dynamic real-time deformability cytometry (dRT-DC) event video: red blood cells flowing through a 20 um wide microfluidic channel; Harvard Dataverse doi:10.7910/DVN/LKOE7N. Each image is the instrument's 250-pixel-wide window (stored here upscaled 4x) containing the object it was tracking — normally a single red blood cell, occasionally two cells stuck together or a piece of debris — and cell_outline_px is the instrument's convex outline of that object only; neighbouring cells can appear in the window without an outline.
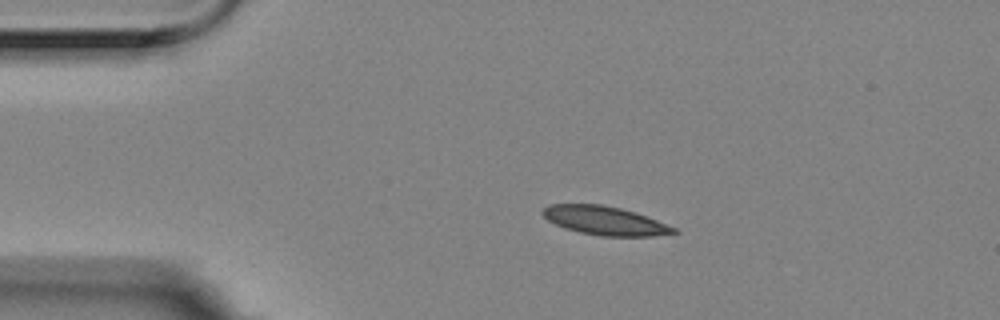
{"species": "Egyptian fruit bat (a non-hibernating species)", "species_latin": "Rousettus aegyptiacus", "temperature_condition": "room temperature", "stored_images_in_passage": 4, "camera_frame_rate_fps": 3000, "um_per_image_px": 0.085, "animal": {"sex": "female"}, "frame": {"image": 1, "passage_image": 2, "time_ms": 0.333, "image_size_px": [1000, 320], "cell_outline_px": [[680, 232], [652, 236], [600, 236], [580, 232], [564, 228], [548, 220], [540, 212], [548, 204], [600, 204], [620, 208], [636, 212], [676, 228]], "centroid_in_image_um": [51.4, 18.75], "position_along_channel_um": 33.6, "area_um2": 21.85}}
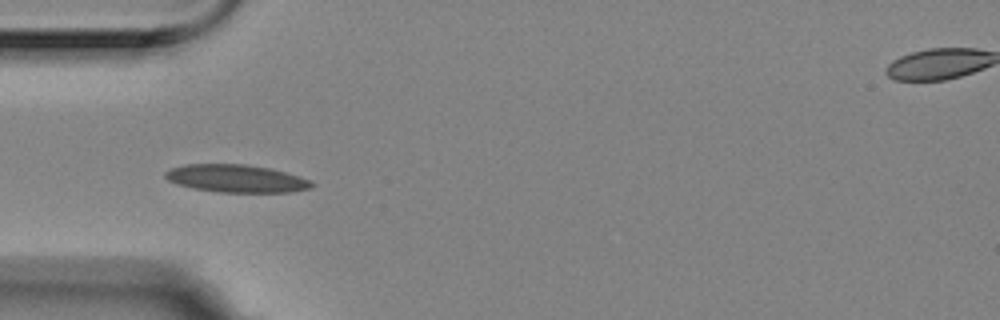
{"frame": {"image": 2, "passage_image": 3, "time_ms": 0.667, "image_size_px": [1000, 320], "cell_outline_px": [[316, 184], [308, 188], [288, 192], [220, 192], [192, 188], [176, 184], [168, 180], [164, 176], [164, 172], [168, 168], [184, 164], [244, 164], [268, 168], [300, 176], [312, 180]], "centroid_in_image_um": [20.03, 15.17], "position_along_channel_um": 65.0, "area_um2": 23.7}}
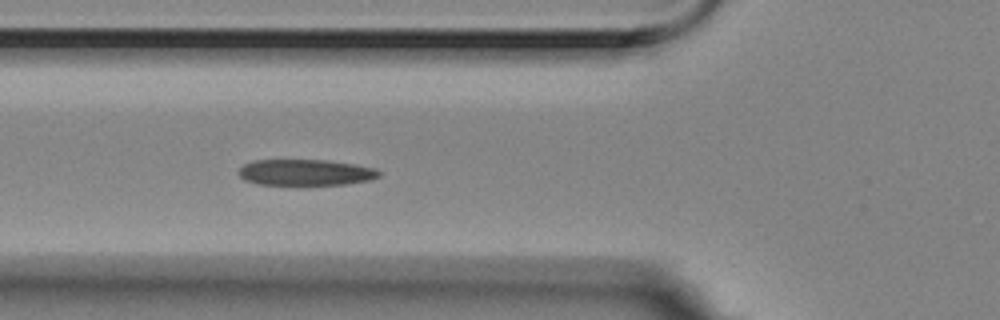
{"frame": {"image": 3, "passage_image": 4, "time_ms": 1.0, "image_size_px": [1000, 320], "cell_outline_px": [[380, 176], [368, 180], [344, 184], [256, 184], [244, 180], [236, 172], [244, 164], [252, 160], [328, 160], [356, 164], [376, 168], [380, 172]], "centroid_in_image_um": [25.95, 14.64], "position_along_channel_um": 99.9, "area_um2": 21.33}}